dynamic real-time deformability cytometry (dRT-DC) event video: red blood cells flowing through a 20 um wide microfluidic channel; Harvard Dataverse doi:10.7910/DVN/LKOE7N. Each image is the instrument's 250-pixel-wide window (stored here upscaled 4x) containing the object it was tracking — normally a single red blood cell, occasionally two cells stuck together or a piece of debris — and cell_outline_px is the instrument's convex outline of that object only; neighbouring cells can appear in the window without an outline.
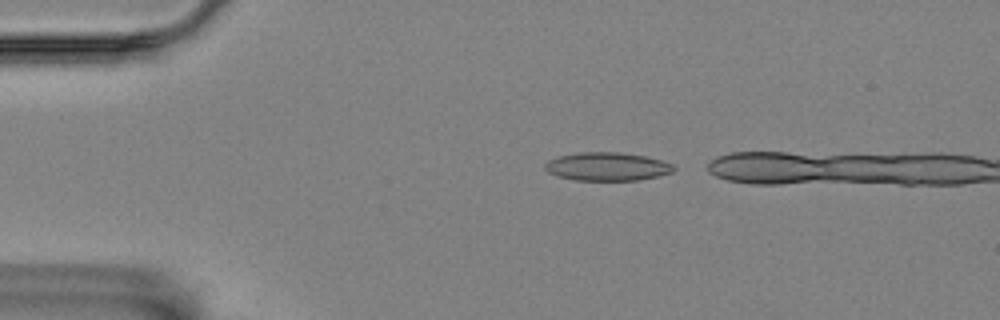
{"species": "Egyptian fruit bat (a non-hibernating species)", "species_latin": "Rousettus aegyptiacus", "temperature_condition": "room temperature", "stored_images_in_passage": 3, "camera_frame_rate_fps": 3000, "um_per_image_px": 0.085, "animal": {"sex": "female"}, "frame": {"image": 1, "passage_image": 1, "time_ms": 0.0, "image_size_px": [1000, 320], "cell_outline_px": [[676, 168], [672, 172], [656, 176], [636, 180], [576, 180], [556, 176], [548, 172], [544, 168], [544, 164], [548, 160], [556, 156], [580, 152], [620, 152], [644, 156], [660, 160], [672, 164]], "centroid_in_image_um": [51.55, 14.15], "position_along_channel_um": 33.4, "area_um2": 21.21}}